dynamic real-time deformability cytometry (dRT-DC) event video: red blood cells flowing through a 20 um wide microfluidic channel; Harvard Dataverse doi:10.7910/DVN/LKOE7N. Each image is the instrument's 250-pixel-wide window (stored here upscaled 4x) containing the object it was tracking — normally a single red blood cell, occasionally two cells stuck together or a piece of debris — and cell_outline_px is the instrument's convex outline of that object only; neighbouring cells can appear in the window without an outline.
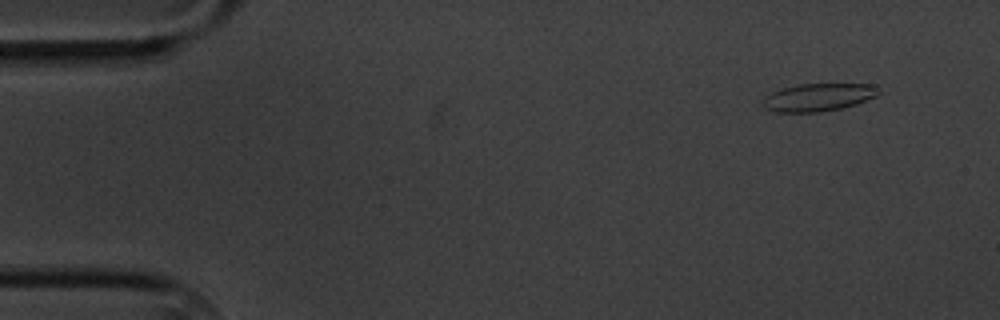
{"species": "common noctule bat (a hibernating species)", "species_latin": "Nyctalus noctula", "temperature_condition": "cold", "stored_images_in_passage": 5, "camera_frame_rate_fps": 3000, "um_per_image_px": 0.085, "animal": {"sex": "male", "body_mass_g": 20.1, "forearm_length_mm": 53.5}, "frame": {"image": 1, "passage_image": 1, "time_ms": 0.0, "image_size_px": [1000, 320], "cell_outline_px": [[880, 92], [876, 96], [856, 104], [840, 108], [820, 112], [776, 112], [764, 108], [760, 104], [764, 96], [772, 92], [784, 88], [800, 84], [876, 84]], "centroid_in_image_um": [69.53, 8.27], "position_along_channel_um": 15.5, "area_um2": 18.79}}
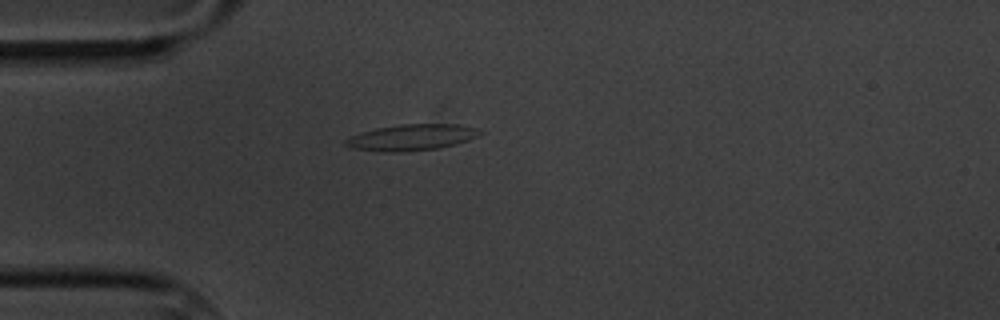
{"frame": {"image": 2, "passage_image": 4, "time_ms": 3.667, "image_size_px": [1000, 320], "cell_outline_px": [[484, 132], [468, 140], [456, 144], [440, 148], [396, 152], [384, 152], [352, 148], [344, 144], [344, 140], [360, 132], [376, 128], [400, 124], [460, 124], [476, 128]], "centroid_in_image_um": [34.99, 11.67], "position_along_channel_um": 50.0, "area_um2": 20.46}}